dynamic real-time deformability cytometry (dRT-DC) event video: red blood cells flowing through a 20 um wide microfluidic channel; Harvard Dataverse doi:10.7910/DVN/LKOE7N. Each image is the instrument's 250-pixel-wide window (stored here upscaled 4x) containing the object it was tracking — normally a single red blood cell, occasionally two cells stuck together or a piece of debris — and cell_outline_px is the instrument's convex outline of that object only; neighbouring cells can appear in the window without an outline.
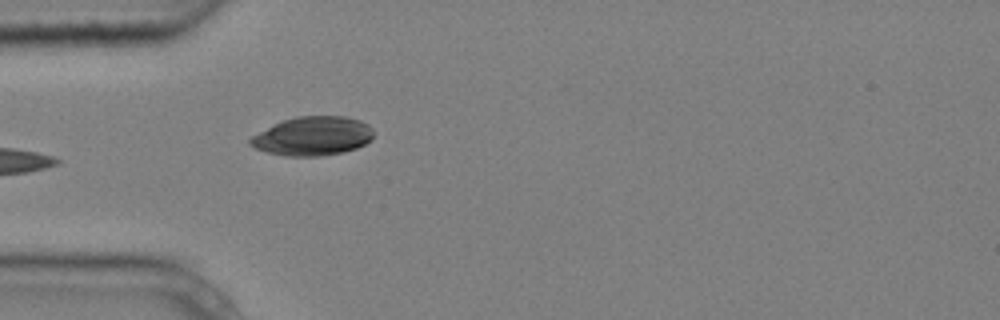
{"species": "common noctule bat (a hibernating species)", "species_latin": "Nyctalus noctula", "temperature_condition": "cold", "stored_images_in_passage": 5, "camera_frame_rate_fps": 3000, "um_per_image_px": 0.085, "animal": {"sex": "male", "body_mass_g": 20.4}, "frame": {"image": 1, "passage_image": 5, "time_ms": 1.333, "image_size_px": [1000, 320], "cell_outline_px": [[372, 140], [356, 148], [344, 152], [320, 156], [284, 156], [268, 152], [256, 148], [248, 144], [248, 140], [252, 136], [284, 120], [296, 116], [344, 116], [360, 120], [368, 124], [372, 128]], "centroid_in_image_um": [26.6, 11.57], "position_along_channel_um": 58.4, "area_um2": 27.8}}